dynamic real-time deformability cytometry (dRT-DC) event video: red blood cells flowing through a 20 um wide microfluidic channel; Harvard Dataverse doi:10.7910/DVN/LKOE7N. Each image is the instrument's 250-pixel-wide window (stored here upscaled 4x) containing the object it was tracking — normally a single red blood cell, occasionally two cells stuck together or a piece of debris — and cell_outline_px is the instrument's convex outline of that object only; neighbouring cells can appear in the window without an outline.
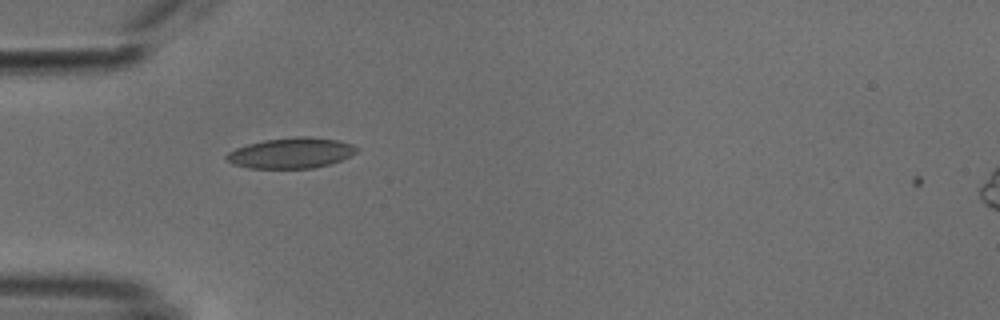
{"species": "common noctule bat (a hibernating species)", "species_latin": "Nyctalus noctula", "temperature_condition": "cold", "stored_images_in_passage": 38, "camera_frame_rate_fps": 3000, "um_per_image_px": 0.085, "animal": {"sex": "male", "body_mass_g": 18.8}, "frame": {"image": 1, "passage_image": 1, "time_ms": 0.0, "image_size_px": [1000, 320], "cell_outline_px": [[360, 148], [356, 152], [340, 160], [328, 164], [312, 168], [248, 168], [232, 164], [224, 156], [228, 152], [236, 148], [248, 144], [264, 140], [296, 136], [308, 136], [336, 140], [352, 144]], "centroid_in_image_um": [24.72, 13.0], "position_along_channel_um": 60.3, "area_um2": 23.06}}
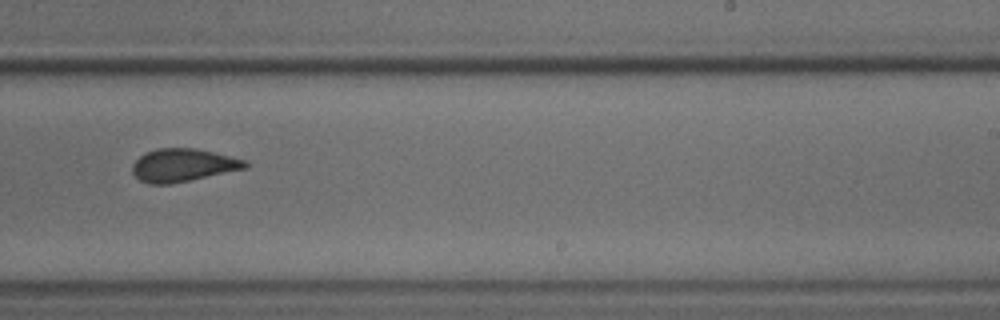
{"frame": {"image": 2, "passage_image": 18, "time_ms": 5.667, "image_size_px": [1000, 320], "cell_outline_px": [[248, 168], [168, 184], [148, 184], [140, 180], [132, 172], [132, 164], [140, 156], [156, 148], [196, 148], [248, 160]], "centroid_in_image_um": [15.57, 14.03], "position_along_channel_um": 273.4, "area_um2": 21.56}}
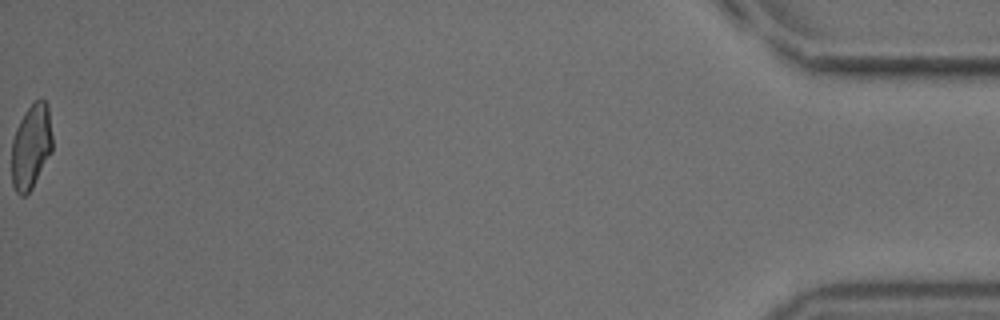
{"frame": {"image": 3, "passage_image": 38, "time_ms": 12.333, "image_size_px": [1000, 320], "cell_outline_px": [[52, 152], [32, 188], [24, 196], [20, 196], [16, 192], [12, 184], [12, 140], [16, 128], [24, 112], [40, 96], [48, 104], [52, 136]], "centroid_in_image_um": [2.65, 12.44], "position_along_channel_um": 432.6, "area_um2": 20.29}, "authors_computed_cell_mechanics": {"area_um2": 21.7617, "velocity_mm_per_s": 3.8143, "shape_relaxation_time_tau1_ms": 7.154, "shape_relaxation_time_tau2_ms": 1.4826, "deformation_change_tau1": 0.1417, "deformation_change_tau2": 0.0778}}